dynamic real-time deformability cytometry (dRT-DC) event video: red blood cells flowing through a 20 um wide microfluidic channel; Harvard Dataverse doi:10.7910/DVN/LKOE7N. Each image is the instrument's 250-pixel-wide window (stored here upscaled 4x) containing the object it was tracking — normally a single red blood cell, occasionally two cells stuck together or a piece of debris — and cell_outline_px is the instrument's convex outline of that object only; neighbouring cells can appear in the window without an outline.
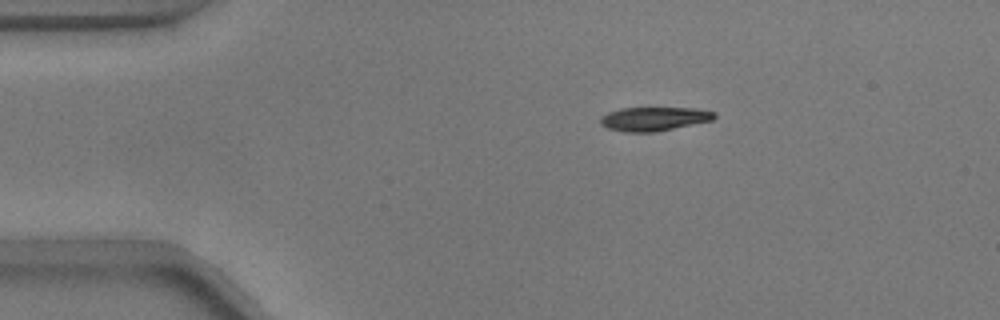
{"species": "common noctule bat (a hibernating species)", "species_latin": "Nyctalus noctula", "temperature_condition": "warm", "stored_images_in_passage": 45, "camera_frame_rate_fps": 3000, "um_per_image_px": 0.085, "animal": {"sex": "male", "body_mass_g": 17.9}, "frame": {"image": 1, "passage_image": 1, "time_ms": 0.0, "image_size_px": [1000, 320], "cell_outline_px": [[716, 116], [712, 120], [656, 132], [624, 132], [608, 128], [600, 124], [600, 116], [608, 112], [620, 108], [696, 108], [716, 112]], "centroid_in_image_um": [55.57, 10.1], "position_along_channel_um": 29.4, "area_um2": 15.9}}
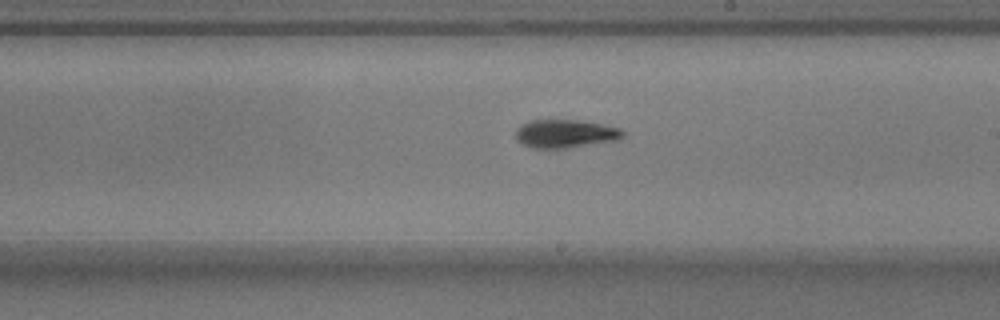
{"frame": {"image": 2, "passage_image": 22, "time_ms": 7.0, "image_size_px": [1000, 320], "cell_outline_px": [[624, 136], [620, 140], [568, 148], [532, 148], [516, 140], [516, 128], [520, 124], [528, 120], [576, 120], [600, 124], [620, 128], [624, 132]], "centroid_in_image_um": [48.04, 11.37], "position_along_channel_um": 241.0, "area_um2": 17.8}}
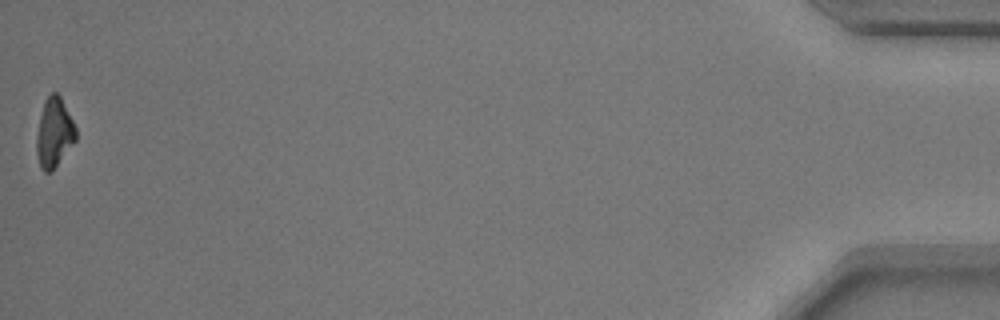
{"frame": {"image": 3, "passage_image": 45, "time_ms": 14.667, "image_size_px": [1000, 320], "cell_outline_px": [[76, 140], [52, 172], [44, 172], [40, 168], [36, 152], [36, 136], [40, 116], [44, 100], [52, 92], [56, 92], [60, 96], [76, 128]], "centroid_in_image_um": [4.59, 11.31], "position_along_channel_um": 430.6, "area_um2": 15.9}, "authors_computed_cell_mechanics": {"area_um2": 16.9932, "velocity_mm_per_s": 3.7507, "shape_relaxation_time_tau1_ms": 4.6814, "shape_relaxation_time_tau2_ms": 3.9469, "deformation_change_tau1": 0.1739, "deformation_change_tau2": 0.0959}}